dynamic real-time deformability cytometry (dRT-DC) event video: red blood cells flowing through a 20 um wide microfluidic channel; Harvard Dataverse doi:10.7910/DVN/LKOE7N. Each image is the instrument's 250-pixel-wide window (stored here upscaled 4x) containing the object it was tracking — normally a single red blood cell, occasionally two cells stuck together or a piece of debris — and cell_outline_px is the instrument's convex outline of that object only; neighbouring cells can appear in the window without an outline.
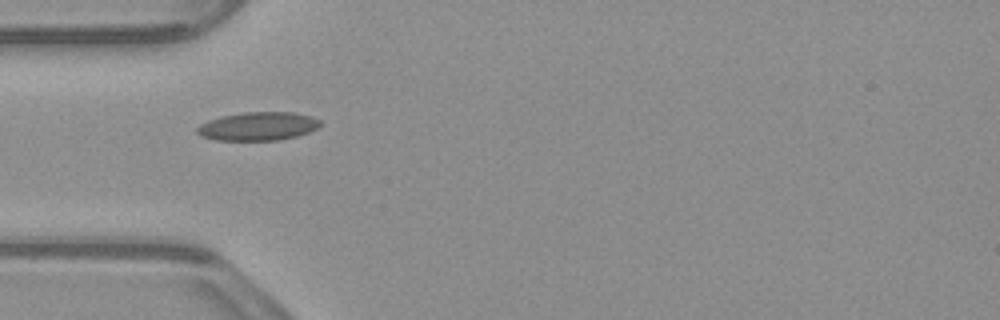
{"species": "common noctule bat (a hibernating species)", "species_latin": "Nyctalus noctula", "temperature_condition": "warm", "stored_images_in_passage": 38, "camera_frame_rate_fps": 3000, "um_per_image_px": 0.085, "animal": {"sex": "male", "body_mass_g": 23.1, "forearm_length_mm": 52.7}, "frame": {"image": 1, "passage_image": 1, "time_ms": 0.0, "image_size_px": [1000, 320], "cell_outline_px": [[324, 124], [308, 132], [296, 136], [280, 140], [216, 140], [200, 136], [196, 132], [196, 128], [200, 124], [208, 120], [220, 116], [244, 112], [292, 112], [312, 116], [320, 120]], "centroid_in_image_um": [21.92, 10.73], "position_along_channel_um": 63.1, "area_um2": 20.58}}
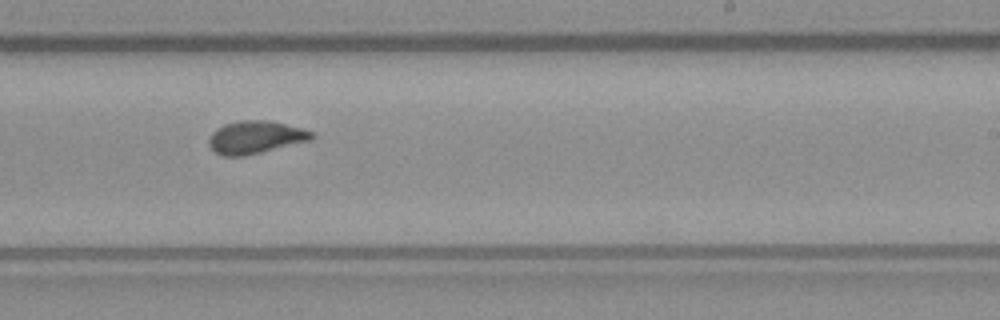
{"frame": {"image": 2, "passage_image": 17, "time_ms": 5.333, "image_size_px": [1000, 320], "cell_outline_px": [[316, 136], [312, 140], [244, 156], [220, 156], [208, 144], [208, 136], [216, 128], [224, 124], [240, 120], [268, 120], [304, 128], [316, 132]], "centroid_in_image_um": [21.74, 11.66], "position_along_channel_um": 267.3, "area_um2": 19.94}}
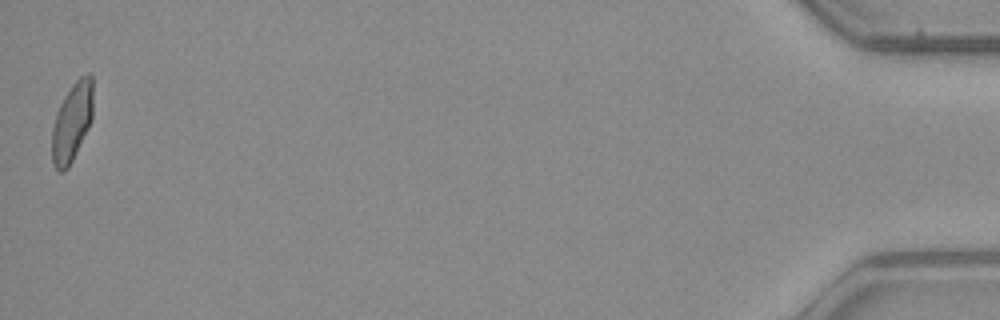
{"frame": {"image": 3, "passage_image": 38, "time_ms": 12.333, "image_size_px": [1000, 320], "cell_outline_px": [[92, 120], [68, 168], [64, 172], [60, 172], [52, 164], [52, 128], [56, 112], [64, 96], [72, 84], [80, 76], [88, 72], [92, 76]], "centroid_in_image_um": [6.11, 10.36], "position_along_channel_um": 429.1, "area_um2": 18.84}, "authors_computed_cell_mechanics": {"area_um2": 19.0162, "velocity_mm_per_s": 3.83, "shape_relaxation_time_tau1_ms": null, "shape_relaxation_time_tau2_ms": 1.1195, "deformation_change_tau1": null, "deformation_change_tau2": 0.0573}}